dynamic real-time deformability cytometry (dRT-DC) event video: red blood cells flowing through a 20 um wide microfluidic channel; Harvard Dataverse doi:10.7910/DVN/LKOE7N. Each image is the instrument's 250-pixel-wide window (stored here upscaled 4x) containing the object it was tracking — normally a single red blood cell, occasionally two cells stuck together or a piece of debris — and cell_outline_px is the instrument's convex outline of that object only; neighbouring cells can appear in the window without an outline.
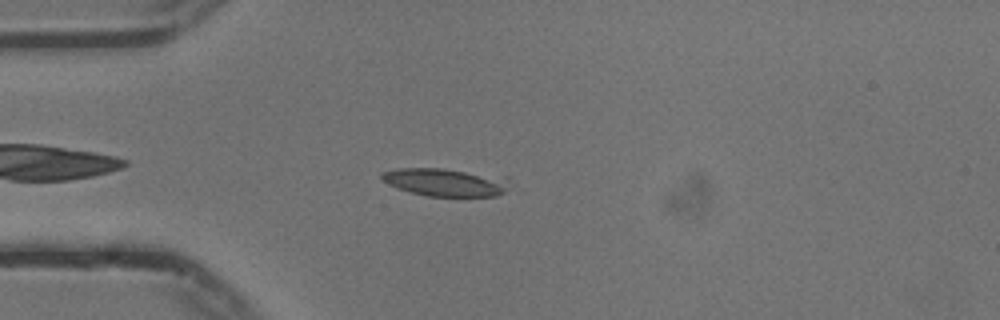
{"species": "common noctule bat (a hibernating species)", "species_latin": "Nyctalus noctula", "temperature_condition": "cold", "stored_images_in_passage": 10, "camera_frame_rate_fps": 3000, "um_per_image_px": 0.085, "animal": {"sex": "male", "body_mass_g": 13.3}, "frame": {"image": 1, "passage_image": 6, "time_ms": 1.667, "image_size_px": [1000, 320], "cell_outline_px": [[508, 176], [504, 192], [496, 196], [428, 196], [412, 192], [388, 184], [380, 176], [380, 172], [400, 168], [444, 168]], "centroid_in_image_um": [37.88, 15.47], "position_along_channel_um": 47.1, "area_um2": 20.75}}